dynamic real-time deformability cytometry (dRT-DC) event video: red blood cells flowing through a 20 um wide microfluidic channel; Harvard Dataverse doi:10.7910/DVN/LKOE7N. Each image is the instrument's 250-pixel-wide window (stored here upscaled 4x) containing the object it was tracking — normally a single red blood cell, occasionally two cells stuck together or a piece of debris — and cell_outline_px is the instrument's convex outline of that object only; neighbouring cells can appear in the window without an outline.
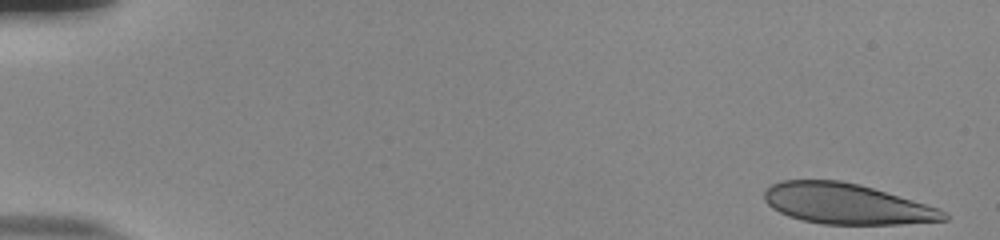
{"species": "human", "species_latin": "Homo sapiens", "temperature_condition": "room temperature", "stored_images_in_passage": 54, "camera_frame_rate_fps": 3000, "um_per_image_px": 0.085, "donor": {"sex": "male"}, "frame": {"image": 1, "passage_image": 1, "time_ms": 0.0, "image_size_px": [1000, 240], "cell_outline_px": [[948, 220], [900, 224], [824, 224], [804, 220], [788, 216], [772, 208], [764, 200], [764, 192], [772, 184], [780, 180], [840, 180], [860, 184], [940, 208], [948, 212]], "centroid_in_image_um": [71.98, 17.32], "position_along_channel_um": 13.0, "area_um2": 42.43}}
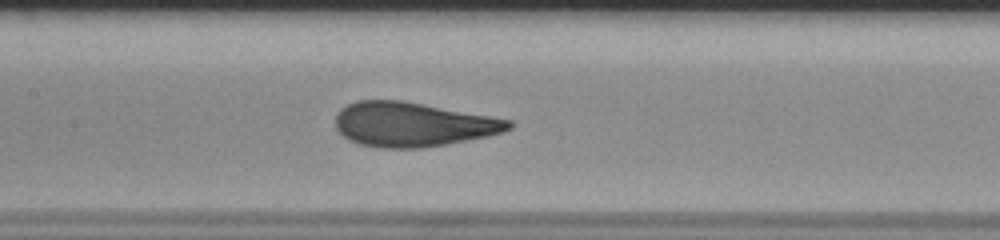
{"frame": {"image": 2, "passage_image": 26, "time_ms": 8.333, "image_size_px": [1000, 240], "cell_outline_px": [[512, 128], [504, 132], [488, 136], [424, 148], [380, 148], [360, 144], [344, 136], [336, 128], [336, 116], [340, 108], [356, 100], [404, 100], [512, 120]], "centroid_in_image_um": [35.09, 10.57], "position_along_channel_um": 172.3, "area_um2": 44.85}}
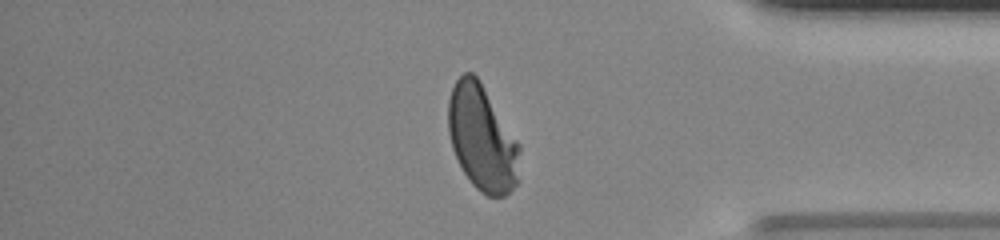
{"frame": {"image": 3, "passage_image": 45, "time_ms": 14.667, "image_size_px": [1000, 240], "cell_outline_px": [[520, 180], [504, 196], [488, 196], [480, 192], [472, 184], [464, 172], [452, 148], [448, 132], [448, 100], [452, 88], [456, 80], [464, 72], [472, 72], [480, 80], [520, 144]], "centroid_in_image_um": [40.99, 11.74], "position_along_channel_um": 394.2, "area_um2": 44.22}}